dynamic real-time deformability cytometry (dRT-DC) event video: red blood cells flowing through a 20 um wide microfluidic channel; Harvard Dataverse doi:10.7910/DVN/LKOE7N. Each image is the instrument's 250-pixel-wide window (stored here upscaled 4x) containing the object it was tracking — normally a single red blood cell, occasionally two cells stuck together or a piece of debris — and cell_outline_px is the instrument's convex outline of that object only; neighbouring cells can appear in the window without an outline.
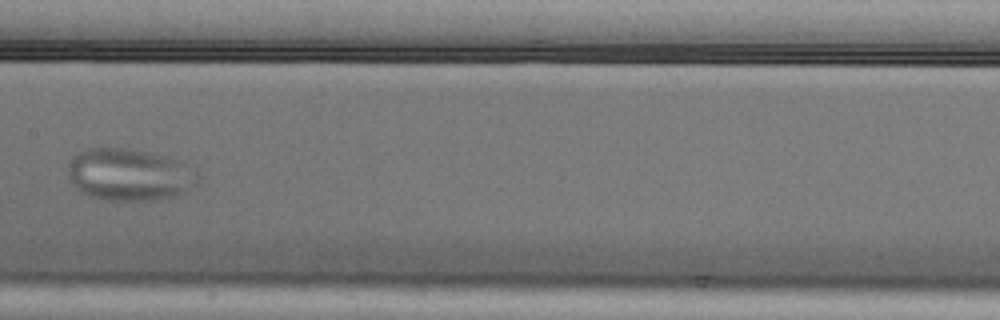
{"species": "Egyptian fruit bat (a non-hibernating species)", "species_latin": "Rousettus aegyptiacus", "temperature_condition": "cold", "stored_images_in_passage": 7, "camera_frame_rate_fps": 3000, "um_per_image_px": 0.085, "animal": {"sex": "male"}, "frame": {"image": 1, "passage_image": 7, "time_ms": 2.0, "image_size_px": [1000, 320], "cell_outline_px": [[200, 180], [196, 184], [184, 192], [172, 196], [152, 200], [104, 200], [80, 192], [72, 184], [68, 176], [68, 168], [72, 160], [80, 152], [88, 148], [128, 148], [148, 152], [180, 160], [196, 172], [200, 176]], "centroid_in_image_um": [11.01, 14.84], "position_along_channel_um": 196.4, "area_um2": 39.25}}